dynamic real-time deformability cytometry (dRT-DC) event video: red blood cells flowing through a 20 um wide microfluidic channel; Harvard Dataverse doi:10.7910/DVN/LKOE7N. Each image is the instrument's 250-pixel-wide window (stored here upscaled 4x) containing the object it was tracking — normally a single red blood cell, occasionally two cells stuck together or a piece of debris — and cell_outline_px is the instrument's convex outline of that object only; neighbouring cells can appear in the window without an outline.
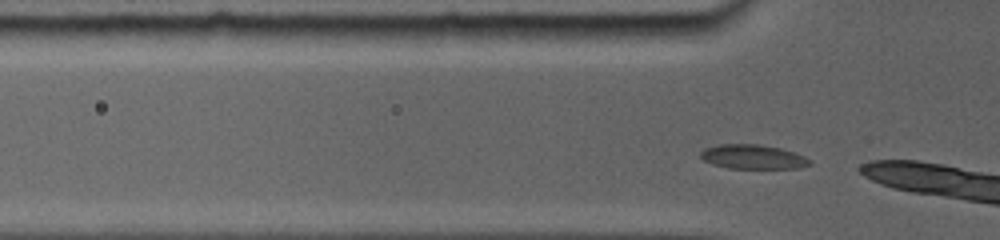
{"species": "common noctule bat (a hibernating species)", "species_latin": "Nyctalus noctula", "temperature_condition": "room temperature", "stored_images_in_passage": 5, "camera_frame_rate_fps": 5000, "um_per_image_px": 0.085, "animal": {"sex": "female", "body_mass_g": 19.0, "forearm_length_mm": 56.7}, "frame": {"image": 1, "passage_image": 2, "time_ms": 0.2, "image_size_px": [1000, 240], "cell_outline_px": [[812, 164], [800, 168], [728, 168], [712, 164], [704, 160], [700, 156], [700, 152], [708, 148], [724, 144], [756, 144], [780, 148], [804, 156], [812, 160]], "centroid_in_image_um": [64.04, 13.34], "position_along_channel_um": 61.8, "area_um2": 15.26}}